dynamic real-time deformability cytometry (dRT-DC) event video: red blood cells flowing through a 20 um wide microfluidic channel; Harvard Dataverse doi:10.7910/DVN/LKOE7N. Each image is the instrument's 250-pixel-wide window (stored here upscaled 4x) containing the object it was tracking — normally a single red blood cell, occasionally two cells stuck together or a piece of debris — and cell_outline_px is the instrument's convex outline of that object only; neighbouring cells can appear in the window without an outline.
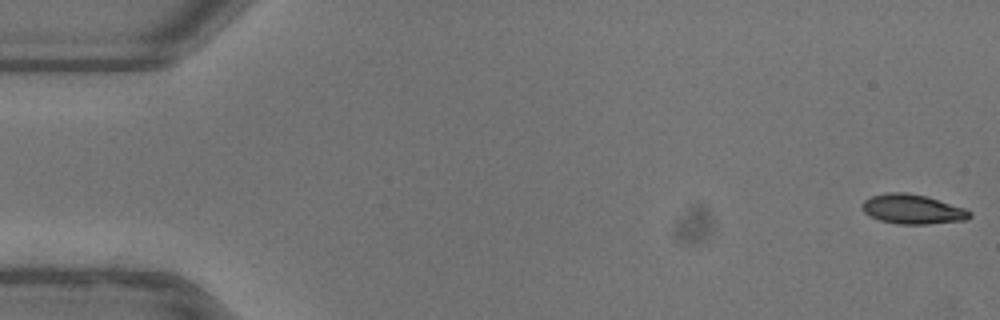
{"species": "common noctule bat (a hibernating species)", "species_latin": "Nyctalus noctula", "temperature_condition": "warm", "stored_images_in_passage": 53, "camera_frame_rate_fps": 3000, "um_per_image_px": 0.085, "animal": {"sex": "female"}, "frame": {"image": 1, "passage_image": 1, "time_ms": 0.0, "image_size_px": [1000, 320], "cell_outline_px": [[972, 216], [968, 220], [928, 224], [896, 224], [880, 220], [864, 212], [860, 204], [864, 200], [872, 196], [888, 192], [904, 192], [924, 196], [964, 208], [972, 212]], "centroid_in_image_um": [77.57, 17.79], "position_along_channel_um": 7.4, "area_um2": 18.44}}
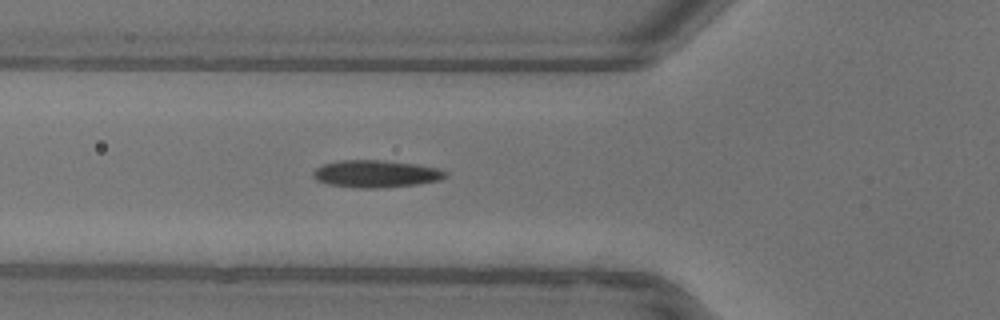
{"frame": {"image": 2, "passage_image": 19, "time_ms": 6.0, "image_size_px": [1000, 320], "cell_outline_px": [[448, 176], [440, 180], [420, 184], [380, 188], [352, 188], [328, 184], [316, 180], [312, 176], [312, 172], [316, 168], [324, 164], [340, 160], [384, 160], [416, 164], [436, 168], [448, 172]], "centroid_in_image_um": [31.95, 14.78], "position_along_channel_um": 93.8, "area_um2": 21.27}}
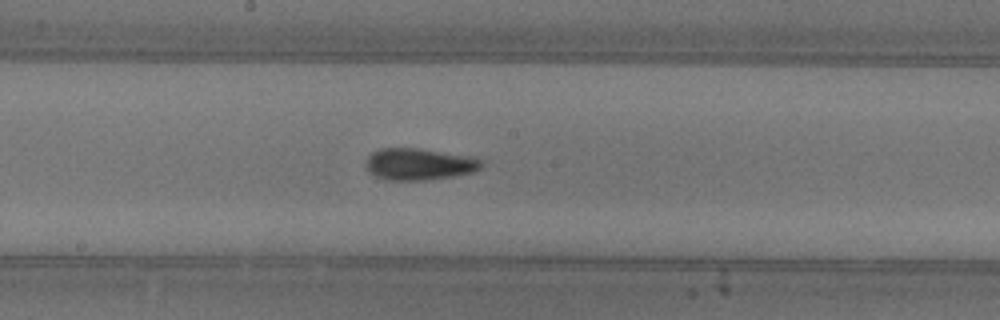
{"frame": {"image": 3, "passage_image": 28, "time_ms": 9.0, "image_size_px": [1000, 320], "cell_outline_px": [[484, 164], [480, 168], [472, 172], [452, 176], [424, 180], [384, 180], [368, 172], [364, 164], [368, 156], [372, 152], [380, 148], [416, 148], [484, 156]], "centroid_in_image_um": [35.69, 13.93], "position_along_channel_um": 212.5, "area_um2": 22.08}, "authors_computed_cell_mechanics": {"area_um2": 19.4786, "velocity_mm_per_s": 3.9328, "shape_relaxation_time_tau1_ms": 5.9222, "shape_relaxation_time_tau2_ms": 2.7369, "deformation_change_tau1": 0.2016, "deformation_change_tau2": 0.0786}}